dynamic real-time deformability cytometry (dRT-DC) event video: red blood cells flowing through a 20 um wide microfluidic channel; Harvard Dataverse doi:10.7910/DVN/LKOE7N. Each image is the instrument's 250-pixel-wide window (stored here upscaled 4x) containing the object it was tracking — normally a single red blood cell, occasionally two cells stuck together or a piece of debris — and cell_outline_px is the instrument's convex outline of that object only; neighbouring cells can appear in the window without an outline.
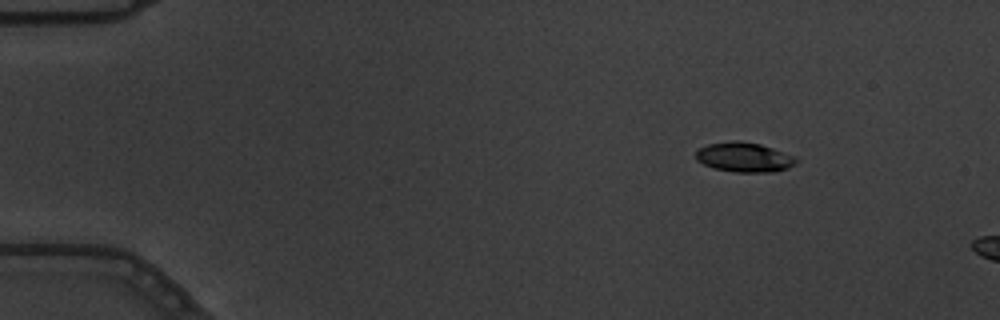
{"species": "common noctule bat (a hibernating species)", "species_latin": "Nyctalus noctula", "temperature_condition": "warm", "stored_images_in_passage": 2, "camera_frame_rate_fps": 3000, "um_per_image_px": 0.085, "animal": {"sex": "male", "body_mass_g": 19.5, "forearm_length_mm": 54.6}, "frame": {"image": 1, "passage_image": 1, "time_ms": 0.0, "image_size_px": [1000, 320], "cell_outline_px": [[796, 164], [788, 168], [772, 172], [736, 172], [712, 168], [696, 160], [696, 152], [700, 148], [708, 144], [728, 140], [736, 140], [760, 144], [796, 156]], "centroid_in_image_um": [63.25, 13.36], "position_along_channel_um": 21.7, "area_um2": 17.4}}